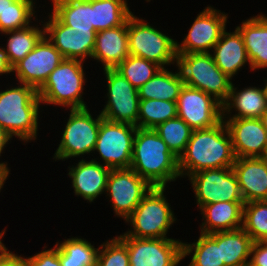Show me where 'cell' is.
Instances as JSON below:
<instances>
[{"mask_svg": "<svg viewBox=\"0 0 267 266\" xmlns=\"http://www.w3.org/2000/svg\"><path fill=\"white\" fill-rule=\"evenodd\" d=\"M235 160L231 136L222 119L213 127L192 131L178 159V169L181 177H189L204 169L232 167Z\"/></svg>", "mask_w": 267, "mask_h": 266, "instance_id": "1", "label": "cell"}, {"mask_svg": "<svg viewBox=\"0 0 267 266\" xmlns=\"http://www.w3.org/2000/svg\"><path fill=\"white\" fill-rule=\"evenodd\" d=\"M130 168L152 187H166L180 177L178 158L154 129L137 127Z\"/></svg>", "mask_w": 267, "mask_h": 266, "instance_id": "2", "label": "cell"}, {"mask_svg": "<svg viewBox=\"0 0 267 266\" xmlns=\"http://www.w3.org/2000/svg\"><path fill=\"white\" fill-rule=\"evenodd\" d=\"M41 100L37 90L24 83L0 92V125L25 143L35 140Z\"/></svg>", "mask_w": 267, "mask_h": 266, "instance_id": "3", "label": "cell"}, {"mask_svg": "<svg viewBox=\"0 0 267 266\" xmlns=\"http://www.w3.org/2000/svg\"><path fill=\"white\" fill-rule=\"evenodd\" d=\"M85 80L82 61L63 59L37 90V94L43 104L61 105L70 109L86 108L82 99Z\"/></svg>", "mask_w": 267, "mask_h": 266, "instance_id": "4", "label": "cell"}, {"mask_svg": "<svg viewBox=\"0 0 267 266\" xmlns=\"http://www.w3.org/2000/svg\"><path fill=\"white\" fill-rule=\"evenodd\" d=\"M176 64L185 85L212 95L221 104L228 99L233 83L217 67L211 53L177 54Z\"/></svg>", "mask_w": 267, "mask_h": 266, "instance_id": "5", "label": "cell"}, {"mask_svg": "<svg viewBox=\"0 0 267 266\" xmlns=\"http://www.w3.org/2000/svg\"><path fill=\"white\" fill-rule=\"evenodd\" d=\"M165 187H152L135 210L125 219L133 230L124 235L136 238H168L170 226L176 221L164 196Z\"/></svg>", "mask_w": 267, "mask_h": 266, "instance_id": "6", "label": "cell"}, {"mask_svg": "<svg viewBox=\"0 0 267 266\" xmlns=\"http://www.w3.org/2000/svg\"><path fill=\"white\" fill-rule=\"evenodd\" d=\"M129 54L164 68L177 62L176 42L132 14L127 20Z\"/></svg>", "mask_w": 267, "mask_h": 266, "instance_id": "7", "label": "cell"}, {"mask_svg": "<svg viewBox=\"0 0 267 266\" xmlns=\"http://www.w3.org/2000/svg\"><path fill=\"white\" fill-rule=\"evenodd\" d=\"M102 118L99 114L93 119L87 107L71 109L62 139L54 154L55 161L92 153Z\"/></svg>", "mask_w": 267, "mask_h": 266, "instance_id": "8", "label": "cell"}, {"mask_svg": "<svg viewBox=\"0 0 267 266\" xmlns=\"http://www.w3.org/2000/svg\"><path fill=\"white\" fill-rule=\"evenodd\" d=\"M137 126L101 119L94 151L110 169L130 168Z\"/></svg>", "mask_w": 267, "mask_h": 266, "instance_id": "9", "label": "cell"}, {"mask_svg": "<svg viewBox=\"0 0 267 266\" xmlns=\"http://www.w3.org/2000/svg\"><path fill=\"white\" fill-rule=\"evenodd\" d=\"M189 180L200 209L220 201L244 202L232 167L204 169L190 175Z\"/></svg>", "mask_w": 267, "mask_h": 266, "instance_id": "10", "label": "cell"}, {"mask_svg": "<svg viewBox=\"0 0 267 266\" xmlns=\"http://www.w3.org/2000/svg\"><path fill=\"white\" fill-rule=\"evenodd\" d=\"M108 101L101 111L103 118L138 127L140 99L136 89L115 69H104Z\"/></svg>", "mask_w": 267, "mask_h": 266, "instance_id": "11", "label": "cell"}, {"mask_svg": "<svg viewBox=\"0 0 267 266\" xmlns=\"http://www.w3.org/2000/svg\"><path fill=\"white\" fill-rule=\"evenodd\" d=\"M119 237L127 244L130 266H177L183 259L179 240Z\"/></svg>", "mask_w": 267, "mask_h": 266, "instance_id": "12", "label": "cell"}, {"mask_svg": "<svg viewBox=\"0 0 267 266\" xmlns=\"http://www.w3.org/2000/svg\"><path fill=\"white\" fill-rule=\"evenodd\" d=\"M152 186L132 168L111 169L106 185L114 212L124 220L135 210Z\"/></svg>", "mask_w": 267, "mask_h": 266, "instance_id": "13", "label": "cell"}, {"mask_svg": "<svg viewBox=\"0 0 267 266\" xmlns=\"http://www.w3.org/2000/svg\"><path fill=\"white\" fill-rule=\"evenodd\" d=\"M177 117L192 130L206 129L222 120V104L202 90L184 85L176 101Z\"/></svg>", "mask_w": 267, "mask_h": 266, "instance_id": "14", "label": "cell"}, {"mask_svg": "<svg viewBox=\"0 0 267 266\" xmlns=\"http://www.w3.org/2000/svg\"><path fill=\"white\" fill-rule=\"evenodd\" d=\"M227 18V14L206 7L196 17L182 43L176 42L177 54L210 53L226 29Z\"/></svg>", "mask_w": 267, "mask_h": 266, "instance_id": "15", "label": "cell"}, {"mask_svg": "<svg viewBox=\"0 0 267 266\" xmlns=\"http://www.w3.org/2000/svg\"><path fill=\"white\" fill-rule=\"evenodd\" d=\"M64 57L44 35L13 68L19 83L30 85L38 90L50 73L63 61Z\"/></svg>", "mask_w": 267, "mask_h": 266, "instance_id": "16", "label": "cell"}, {"mask_svg": "<svg viewBox=\"0 0 267 266\" xmlns=\"http://www.w3.org/2000/svg\"><path fill=\"white\" fill-rule=\"evenodd\" d=\"M44 23V35L61 53L64 59L84 62L92 57L97 32L79 33L63 24L52 12Z\"/></svg>", "mask_w": 267, "mask_h": 266, "instance_id": "17", "label": "cell"}, {"mask_svg": "<svg viewBox=\"0 0 267 266\" xmlns=\"http://www.w3.org/2000/svg\"><path fill=\"white\" fill-rule=\"evenodd\" d=\"M224 122L230 133L236 158L264 156L267 130L260 118H229Z\"/></svg>", "mask_w": 267, "mask_h": 266, "instance_id": "18", "label": "cell"}, {"mask_svg": "<svg viewBox=\"0 0 267 266\" xmlns=\"http://www.w3.org/2000/svg\"><path fill=\"white\" fill-rule=\"evenodd\" d=\"M232 169L244 203L267 200V161L263 157L236 158Z\"/></svg>", "mask_w": 267, "mask_h": 266, "instance_id": "19", "label": "cell"}, {"mask_svg": "<svg viewBox=\"0 0 267 266\" xmlns=\"http://www.w3.org/2000/svg\"><path fill=\"white\" fill-rule=\"evenodd\" d=\"M97 160H80L76 166L69 167V177L76 196H82L90 203L106 191L108 175L111 171Z\"/></svg>", "mask_w": 267, "mask_h": 266, "instance_id": "20", "label": "cell"}, {"mask_svg": "<svg viewBox=\"0 0 267 266\" xmlns=\"http://www.w3.org/2000/svg\"><path fill=\"white\" fill-rule=\"evenodd\" d=\"M127 21L117 27L98 31L92 57L103 69H115L129 56Z\"/></svg>", "mask_w": 267, "mask_h": 266, "instance_id": "21", "label": "cell"}, {"mask_svg": "<svg viewBox=\"0 0 267 266\" xmlns=\"http://www.w3.org/2000/svg\"><path fill=\"white\" fill-rule=\"evenodd\" d=\"M213 49L215 64L231 79L246 62L250 64L243 38L237 29L232 33L225 30Z\"/></svg>", "mask_w": 267, "mask_h": 266, "instance_id": "22", "label": "cell"}, {"mask_svg": "<svg viewBox=\"0 0 267 266\" xmlns=\"http://www.w3.org/2000/svg\"><path fill=\"white\" fill-rule=\"evenodd\" d=\"M244 202L220 201L204 205L200 211L205 220L202 222L201 233L211 234L242 228Z\"/></svg>", "mask_w": 267, "mask_h": 266, "instance_id": "23", "label": "cell"}, {"mask_svg": "<svg viewBox=\"0 0 267 266\" xmlns=\"http://www.w3.org/2000/svg\"><path fill=\"white\" fill-rule=\"evenodd\" d=\"M242 38L250 60V69L267 67V16L257 15L236 28Z\"/></svg>", "mask_w": 267, "mask_h": 266, "instance_id": "24", "label": "cell"}, {"mask_svg": "<svg viewBox=\"0 0 267 266\" xmlns=\"http://www.w3.org/2000/svg\"><path fill=\"white\" fill-rule=\"evenodd\" d=\"M232 108L238 113L229 118H261L267 109V96L264 88L248 87L237 91L232 84L228 99L222 104L223 120L227 114L231 113Z\"/></svg>", "mask_w": 267, "mask_h": 266, "instance_id": "25", "label": "cell"}, {"mask_svg": "<svg viewBox=\"0 0 267 266\" xmlns=\"http://www.w3.org/2000/svg\"><path fill=\"white\" fill-rule=\"evenodd\" d=\"M220 246L221 262L225 266H248L251 236L242 228L208 234Z\"/></svg>", "mask_w": 267, "mask_h": 266, "instance_id": "26", "label": "cell"}, {"mask_svg": "<svg viewBox=\"0 0 267 266\" xmlns=\"http://www.w3.org/2000/svg\"><path fill=\"white\" fill-rule=\"evenodd\" d=\"M53 14L79 33L97 32L93 27L92 0H52Z\"/></svg>", "mask_w": 267, "mask_h": 266, "instance_id": "27", "label": "cell"}, {"mask_svg": "<svg viewBox=\"0 0 267 266\" xmlns=\"http://www.w3.org/2000/svg\"><path fill=\"white\" fill-rule=\"evenodd\" d=\"M184 85L180 71L172 73L164 67L143 86L138 88L139 99H159L176 102Z\"/></svg>", "mask_w": 267, "mask_h": 266, "instance_id": "28", "label": "cell"}, {"mask_svg": "<svg viewBox=\"0 0 267 266\" xmlns=\"http://www.w3.org/2000/svg\"><path fill=\"white\" fill-rule=\"evenodd\" d=\"M132 14L126 0H92L93 27L97 32L123 25Z\"/></svg>", "mask_w": 267, "mask_h": 266, "instance_id": "29", "label": "cell"}, {"mask_svg": "<svg viewBox=\"0 0 267 266\" xmlns=\"http://www.w3.org/2000/svg\"><path fill=\"white\" fill-rule=\"evenodd\" d=\"M61 266H96L99 248H94L84 238H69L64 242H57Z\"/></svg>", "mask_w": 267, "mask_h": 266, "instance_id": "30", "label": "cell"}, {"mask_svg": "<svg viewBox=\"0 0 267 266\" xmlns=\"http://www.w3.org/2000/svg\"><path fill=\"white\" fill-rule=\"evenodd\" d=\"M3 34H11L7 40V48H3V50L10 66L13 68L35 48L36 44L44 36V25L43 29H39L37 26H28L23 29L4 32Z\"/></svg>", "mask_w": 267, "mask_h": 266, "instance_id": "31", "label": "cell"}, {"mask_svg": "<svg viewBox=\"0 0 267 266\" xmlns=\"http://www.w3.org/2000/svg\"><path fill=\"white\" fill-rule=\"evenodd\" d=\"M175 117H177L176 102L159 99L140 100L138 128L154 129Z\"/></svg>", "mask_w": 267, "mask_h": 266, "instance_id": "32", "label": "cell"}, {"mask_svg": "<svg viewBox=\"0 0 267 266\" xmlns=\"http://www.w3.org/2000/svg\"><path fill=\"white\" fill-rule=\"evenodd\" d=\"M182 253L183 259L192 253L189 266H225L221 262L220 246L208 234L200 233L192 244L182 243Z\"/></svg>", "mask_w": 267, "mask_h": 266, "instance_id": "33", "label": "cell"}, {"mask_svg": "<svg viewBox=\"0 0 267 266\" xmlns=\"http://www.w3.org/2000/svg\"><path fill=\"white\" fill-rule=\"evenodd\" d=\"M154 130L178 159L184 153L193 131L190 126L179 117L169 119L159 124Z\"/></svg>", "mask_w": 267, "mask_h": 266, "instance_id": "34", "label": "cell"}, {"mask_svg": "<svg viewBox=\"0 0 267 266\" xmlns=\"http://www.w3.org/2000/svg\"><path fill=\"white\" fill-rule=\"evenodd\" d=\"M242 229L251 236L253 242L267 239V200L244 203Z\"/></svg>", "mask_w": 267, "mask_h": 266, "instance_id": "35", "label": "cell"}, {"mask_svg": "<svg viewBox=\"0 0 267 266\" xmlns=\"http://www.w3.org/2000/svg\"><path fill=\"white\" fill-rule=\"evenodd\" d=\"M161 68L155 62L129 55L115 70L138 89L150 80Z\"/></svg>", "mask_w": 267, "mask_h": 266, "instance_id": "36", "label": "cell"}, {"mask_svg": "<svg viewBox=\"0 0 267 266\" xmlns=\"http://www.w3.org/2000/svg\"><path fill=\"white\" fill-rule=\"evenodd\" d=\"M33 0H15L0 14L1 33L23 29L30 25L31 17H35Z\"/></svg>", "mask_w": 267, "mask_h": 266, "instance_id": "37", "label": "cell"}, {"mask_svg": "<svg viewBox=\"0 0 267 266\" xmlns=\"http://www.w3.org/2000/svg\"><path fill=\"white\" fill-rule=\"evenodd\" d=\"M96 266H130L127 244L118 236L100 245Z\"/></svg>", "mask_w": 267, "mask_h": 266, "instance_id": "38", "label": "cell"}, {"mask_svg": "<svg viewBox=\"0 0 267 266\" xmlns=\"http://www.w3.org/2000/svg\"><path fill=\"white\" fill-rule=\"evenodd\" d=\"M25 266H61L58 250L54 247L29 258L22 257Z\"/></svg>", "mask_w": 267, "mask_h": 266, "instance_id": "39", "label": "cell"}, {"mask_svg": "<svg viewBox=\"0 0 267 266\" xmlns=\"http://www.w3.org/2000/svg\"><path fill=\"white\" fill-rule=\"evenodd\" d=\"M248 266H267V242H253Z\"/></svg>", "mask_w": 267, "mask_h": 266, "instance_id": "40", "label": "cell"}, {"mask_svg": "<svg viewBox=\"0 0 267 266\" xmlns=\"http://www.w3.org/2000/svg\"><path fill=\"white\" fill-rule=\"evenodd\" d=\"M0 266H25V264L21 255L10 252L4 247L0 249Z\"/></svg>", "mask_w": 267, "mask_h": 266, "instance_id": "41", "label": "cell"}, {"mask_svg": "<svg viewBox=\"0 0 267 266\" xmlns=\"http://www.w3.org/2000/svg\"><path fill=\"white\" fill-rule=\"evenodd\" d=\"M12 72V67L10 66L7 56L4 53L3 48H0V74H7Z\"/></svg>", "mask_w": 267, "mask_h": 266, "instance_id": "42", "label": "cell"}, {"mask_svg": "<svg viewBox=\"0 0 267 266\" xmlns=\"http://www.w3.org/2000/svg\"><path fill=\"white\" fill-rule=\"evenodd\" d=\"M11 138L12 137L0 125V156Z\"/></svg>", "mask_w": 267, "mask_h": 266, "instance_id": "43", "label": "cell"}, {"mask_svg": "<svg viewBox=\"0 0 267 266\" xmlns=\"http://www.w3.org/2000/svg\"><path fill=\"white\" fill-rule=\"evenodd\" d=\"M9 168L7 166V163L5 164L4 162L3 163H0V191L9 175Z\"/></svg>", "mask_w": 267, "mask_h": 266, "instance_id": "44", "label": "cell"}, {"mask_svg": "<svg viewBox=\"0 0 267 266\" xmlns=\"http://www.w3.org/2000/svg\"><path fill=\"white\" fill-rule=\"evenodd\" d=\"M15 0H0V14H2Z\"/></svg>", "mask_w": 267, "mask_h": 266, "instance_id": "45", "label": "cell"}, {"mask_svg": "<svg viewBox=\"0 0 267 266\" xmlns=\"http://www.w3.org/2000/svg\"><path fill=\"white\" fill-rule=\"evenodd\" d=\"M260 119H261V121L263 123V126L267 130V109L264 111V113L262 114Z\"/></svg>", "mask_w": 267, "mask_h": 266, "instance_id": "46", "label": "cell"}, {"mask_svg": "<svg viewBox=\"0 0 267 266\" xmlns=\"http://www.w3.org/2000/svg\"><path fill=\"white\" fill-rule=\"evenodd\" d=\"M4 234H5V230L0 232V249H3L5 247L4 244L1 242V238L3 237Z\"/></svg>", "mask_w": 267, "mask_h": 266, "instance_id": "47", "label": "cell"}, {"mask_svg": "<svg viewBox=\"0 0 267 266\" xmlns=\"http://www.w3.org/2000/svg\"><path fill=\"white\" fill-rule=\"evenodd\" d=\"M266 83H265V87H264V90H265V93H266V96H267V80H265Z\"/></svg>", "mask_w": 267, "mask_h": 266, "instance_id": "48", "label": "cell"}, {"mask_svg": "<svg viewBox=\"0 0 267 266\" xmlns=\"http://www.w3.org/2000/svg\"><path fill=\"white\" fill-rule=\"evenodd\" d=\"M263 158L267 161V148H266V151H265Z\"/></svg>", "mask_w": 267, "mask_h": 266, "instance_id": "49", "label": "cell"}]
</instances>
